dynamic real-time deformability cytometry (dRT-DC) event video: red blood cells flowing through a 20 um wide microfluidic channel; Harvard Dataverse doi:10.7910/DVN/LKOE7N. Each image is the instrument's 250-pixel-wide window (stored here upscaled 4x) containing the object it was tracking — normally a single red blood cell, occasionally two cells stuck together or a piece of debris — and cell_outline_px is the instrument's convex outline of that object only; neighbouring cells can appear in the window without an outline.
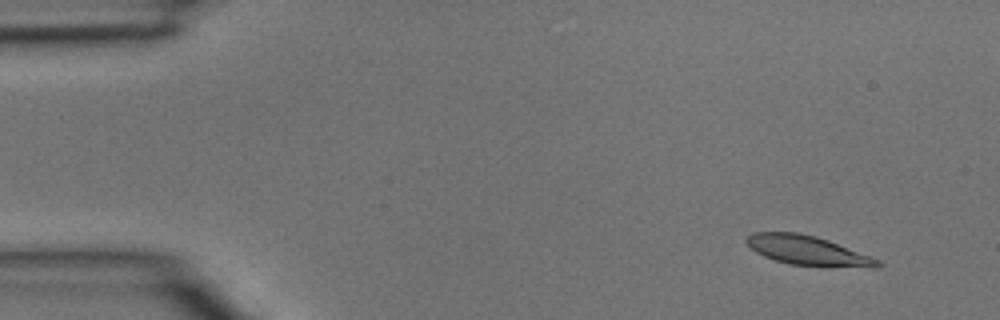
{"species": "common noctule bat (a hibernating species)", "species_latin": "Nyctalus noctula", "temperature_condition": "room temperature", "stored_images_in_passage": 4, "camera_frame_rate_fps": 3000, "um_per_image_px": 0.085, "animal": {"sex": "male", "body_mass_g": 15.6}, "frame": {"image": 1, "passage_image": 1, "time_ms": 0.0, "image_size_px": [1000, 320], "cell_outline_px": [[884, 264], [876, 268], [824, 268], [788, 264], [764, 256], [756, 252], [744, 240], [748, 236], [756, 232], [796, 232], [816, 236], [828, 240], [872, 256], [880, 260]], "centroid_in_image_um": [68.76, 21.34], "position_along_channel_um": 16.2, "area_um2": 23.12}}
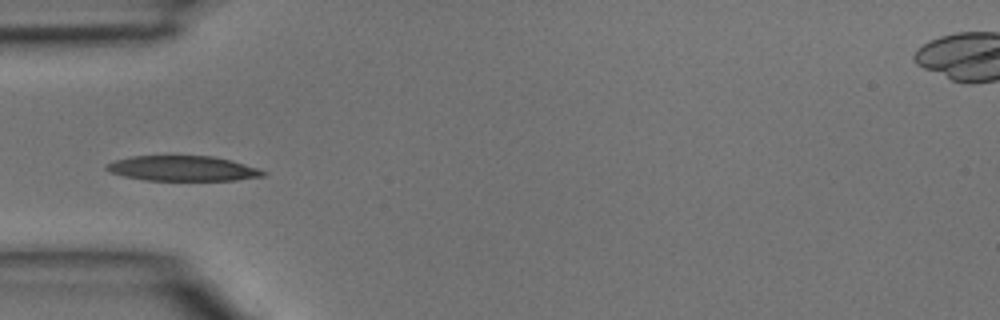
{"frame": {"image": 2, "passage_image": 4, "time_ms": 1.0, "image_size_px": [1000, 320], "cell_outline_px": [[268, 172], [264, 176], [236, 180], [144, 180], [124, 176], [112, 172], [104, 168], [104, 164], [116, 160], [132, 156], [212, 156], [232, 160]], "centroid_in_image_um": [15.52, 14.31], "position_along_channel_um": 69.5, "area_um2": 22.83}}